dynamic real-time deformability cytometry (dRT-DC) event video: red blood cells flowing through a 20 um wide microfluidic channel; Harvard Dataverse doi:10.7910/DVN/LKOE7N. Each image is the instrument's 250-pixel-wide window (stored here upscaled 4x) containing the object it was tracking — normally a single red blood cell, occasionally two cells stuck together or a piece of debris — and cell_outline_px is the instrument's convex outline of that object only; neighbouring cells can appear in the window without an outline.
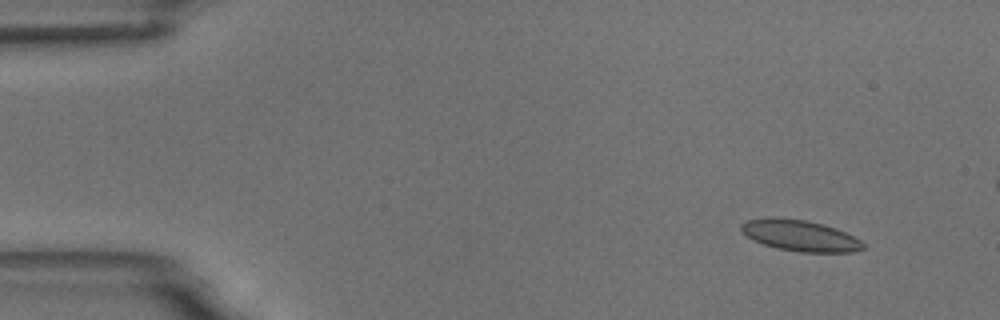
{"species": "common noctule bat (a hibernating species)", "species_latin": "Nyctalus noctula", "temperature_condition": "room temperature", "stored_images_in_passage": 4, "camera_frame_rate_fps": 3000, "um_per_image_px": 0.085, "animal": {"sex": "male", "body_mass_g": 18.8}, "frame": {"image": 1, "passage_image": 1, "time_ms": 0.0, "image_size_px": [1000, 320], "cell_outline_px": [[864, 248], [852, 252], [800, 252], [776, 248], [752, 240], [740, 228], [740, 224], [744, 220], [768, 216], [776, 216], [804, 220], [824, 224], [836, 228], [860, 240], [864, 244]], "centroid_in_image_um": [67.95, 20.0], "position_along_channel_um": 17.1, "area_um2": 22.25}}